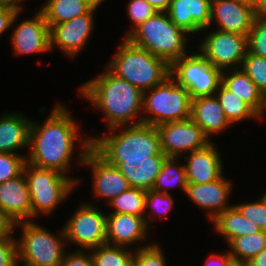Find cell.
Masks as SVG:
<instances>
[{
  "label": "cell",
  "instance_id": "obj_36",
  "mask_svg": "<svg viewBox=\"0 0 266 266\" xmlns=\"http://www.w3.org/2000/svg\"><path fill=\"white\" fill-rule=\"evenodd\" d=\"M248 220L255 223L262 231H266V195L254 203L235 206Z\"/></svg>",
  "mask_w": 266,
  "mask_h": 266
},
{
  "label": "cell",
  "instance_id": "obj_25",
  "mask_svg": "<svg viewBox=\"0 0 266 266\" xmlns=\"http://www.w3.org/2000/svg\"><path fill=\"white\" fill-rule=\"evenodd\" d=\"M236 69L237 67L229 76L222 73V84L261 116L264 112L263 109L266 108V98L243 70Z\"/></svg>",
  "mask_w": 266,
  "mask_h": 266
},
{
  "label": "cell",
  "instance_id": "obj_51",
  "mask_svg": "<svg viewBox=\"0 0 266 266\" xmlns=\"http://www.w3.org/2000/svg\"><path fill=\"white\" fill-rule=\"evenodd\" d=\"M95 7H98L99 4L104 0H89Z\"/></svg>",
  "mask_w": 266,
  "mask_h": 266
},
{
  "label": "cell",
  "instance_id": "obj_15",
  "mask_svg": "<svg viewBox=\"0 0 266 266\" xmlns=\"http://www.w3.org/2000/svg\"><path fill=\"white\" fill-rule=\"evenodd\" d=\"M216 18L220 31L248 36L256 18L254 9L233 0H211L210 25Z\"/></svg>",
  "mask_w": 266,
  "mask_h": 266
},
{
  "label": "cell",
  "instance_id": "obj_24",
  "mask_svg": "<svg viewBox=\"0 0 266 266\" xmlns=\"http://www.w3.org/2000/svg\"><path fill=\"white\" fill-rule=\"evenodd\" d=\"M31 122L22 115L7 114L0 119V152L15 154L14 150L29 146Z\"/></svg>",
  "mask_w": 266,
  "mask_h": 266
},
{
  "label": "cell",
  "instance_id": "obj_43",
  "mask_svg": "<svg viewBox=\"0 0 266 266\" xmlns=\"http://www.w3.org/2000/svg\"><path fill=\"white\" fill-rule=\"evenodd\" d=\"M15 223L0 208V238L11 236Z\"/></svg>",
  "mask_w": 266,
  "mask_h": 266
},
{
  "label": "cell",
  "instance_id": "obj_11",
  "mask_svg": "<svg viewBox=\"0 0 266 266\" xmlns=\"http://www.w3.org/2000/svg\"><path fill=\"white\" fill-rule=\"evenodd\" d=\"M199 48L208 62L223 70L243 62L248 36L218 30L209 34Z\"/></svg>",
  "mask_w": 266,
  "mask_h": 266
},
{
  "label": "cell",
  "instance_id": "obj_21",
  "mask_svg": "<svg viewBox=\"0 0 266 266\" xmlns=\"http://www.w3.org/2000/svg\"><path fill=\"white\" fill-rule=\"evenodd\" d=\"M231 191V184L223 176L214 182L206 184H189L185 193L203 209H209L210 220L216 219L224 210L232 207L225 205Z\"/></svg>",
  "mask_w": 266,
  "mask_h": 266
},
{
  "label": "cell",
  "instance_id": "obj_41",
  "mask_svg": "<svg viewBox=\"0 0 266 266\" xmlns=\"http://www.w3.org/2000/svg\"><path fill=\"white\" fill-rule=\"evenodd\" d=\"M61 266H94L91 254L85 255L81 251L64 255Z\"/></svg>",
  "mask_w": 266,
  "mask_h": 266
},
{
  "label": "cell",
  "instance_id": "obj_30",
  "mask_svg": "<svg viewBox=\"0 0 266 266\" xmlns=\"http://www.w3.org/2000/svg\"><path fill=\"white\" fill-rule=\"evenodd\" d=\"M91 250L94 266H134V254L122 246L105 244Z\"/></svg>",
  "mask_w": 266,
  "mask_h": 266
},
{
  "label": "cell",
  "instance_id": "obj_47",
  "mask_svg": "<svg viewBox=\"0 0 266 266\" xmlns=\"http://www.w3.org/2000/svg\"><path fill=\"white\" fill-rule=\"evenodd\" d=\"M254 12L256 17L266 18V0H258Z\"/></svg>",
  "mask_w": 266,
  "mask_h": 266
},
{
  "label": "cell",
  "instance_id": "obj_34",
  "mask_svg": "<svg viewBox=\"0 0 266 266\" xmlns=\"http://www.w3.org/2000/svg\"><path fill=\"white\" fill-rule=\"evenodd\" d=\"M248 51L266 58V18H255L248 34Z\"/></svg>",
  "mask_w": 266,
  "mask_h": 266
},
{
  "label": "cell",
  "instance_id": "obj_37",
  "mask_svg": "<svg viewBox=\"0 0 266 266\" xmlns=\"http://www.w3.org/2000/svg\"><path fill=\"white\" fill-rule=\"evenodd\" d=\"M164 254L157 244L140 248L134 255V266H166Z\"/></svg>",
  "mask_w": 266,
  "mask_h": 266
},
{
  "label": "cell",
  "instance_id": "obj_49",
  "mask_svg": "<svg viewBox=\"0 0 266 266\" xmlns=\"http://www.w3.org/2000/svg\"><path fill=\"white\" fill-rule=\"evenodd\" d=\"M233 1L240 2L241 4H245L255 10L258 0H233Z\"/></svg>",
  "mask_w": 266,
  "mask_h": 266
},
{
  "label": "cell",
  "instance_id": "obj_7",
  "mask_svg": "<svg viewBox=\"0 0 266 266\" xmlns=\"http://www.w3.org/2000/svg\"><path fill=\"white\" fill-rule=\"evenodd\" d=\"M23 174L31 198L32 217L37 213H50L76 186L78 181L60 172L35 167L26 162Z\"/></svg>",
  "mask_w": 266,
  "mask_h": 266
},
{
  "label": "cell",
  "instance_id": "obj_38",
  "mask_svg": "<svg viewBox=\"0 0 266 266\" xmlns=\"http://www.w3.org/2000/svg\"><path fill=\"white\" fill-rule=\"evenodd\" d=\"M128 13L135 27L131 32L144 23L148 18L154 16L157 11L146 0H131L128 6Z\"/></svg>",
  "mask_w": 266,
  "mask_h": 266
},
{
  "label": "cell",
  "instance_id": "obj_50",
  "mask_svg": "<svg viewBox=\"0 0 266 266\" xmlns=\"http://www.w3.org/2000/svg\"><path fill=\"white\" fill-rule=\"evenodd\" d=\"M228 266H248V263L232 260Z\"/></svg>",
  "mask_w": 266,
  "mask_h": 266
},
{
  "label": "cell",
  "instance_id": "obj_2",
  "mask_svg": "<svg viewBox=\"0 0 266 266\" xmlns=\"http://www.w3.org/2000/svg\"><path fill=\"white\" fill-rule=\"evenodd\" d=\"M106 70L101 76L85 83L80 93L105 113L108 129L114 132V129L136 118L143 109V92Z\"/></svg>",
  "mask_w": 266,
  "mask_h": 266
},
{
  "label": "cell",
  "instance_id": "obj_33",
  "mask_svg": "<svg viewBox=\"0 0 266 266\" xmlns=\"http://www.w3.org/2000/svg\"><path fill=\"white\" fill-rule=\"evenodd\" d=\"M242 63L243 71L266 98V58L248 51Z\"/></svg>",
  "mask_w": 266,
  "mask_h": 266
},
{
  "label": "cell",
  "instance_id": "obj_44",
  "mask_svg": "<svg viewBox=\"0 0 266 266\" xmlns=\"http://www.w3.org/2000/svg\"><path fill=\"white\" fill-rule=\"evenodd\" d=\"M211 256H210V258H211L212 262H211L210 258L208 259V261H206L208 266H228V264L233 260L232 256L229 254V252L224 254V255H220V256L219 255H211Z\"/></svg>",
  "mask_w": 266,
  "mask_h": 266
},
{
  "label": "cell",
  "instance_id": "obj_4",
  "mask_svg": "<svg viewBox=\"0 0 266 266\" xmlns=\"http://www.w3.org/2000/svg\"><path fill=\"white\" fill-rule=\"evenodd\" d=\"M107 69L143 93L170 76V65L166 61L133 45L126 38Z\"/></svg>",
  "mask_w": 266,
  "mask_h": 266
},
{
  "label": "cell",
  "instance_id": "obj_18",
  "mask_svg": "<svg viewBox=\"0 0 266 266\" xmlns=\"http://www.w3.org/2000/svg\"><path fill=\"white\" fill-rule=\"evenodd\" d=\"M211 0H171L167 11L170 20L187 33L210 26Z\"/></svg>",
  "mask_w": 266,
  "mask_h": 266
},
{
  "label": "cell",
  "instance_id": "obj_3",
  "mask_svg": "<svg viewBox=\"0 0 266 266\" xmlns=\"http://www.w3.org/2000/svg\"><path fill=\"white\" fill-rule=\"evenodd\" d=\"M92 148L110 165L118 167L124 160L149 159L165 155L155 126L135 122L125 131L103 138H90Z\"/></svg>",
  "mask_w": 266,
  "mask_h": 266
},
{
  "label": "cell",
  "instance_id": "obj_19",
  "mask_svg": "<svg viewBox=\"0 0 266 266\" xmlns=\"http://www.w3.org/2000/svg\"><path fill=\"white\" fill-rule=\"evenodd\" d=\"M188 157L184 167L189 184L211 183L222 177L220 155L212 143L190 152Z\"/></svg>",
  "mask_w": 266,
  "mask_h": 266
},
{
  "label": "cell",
  "instance_id": "obj_35",
  "mask_svg": "<svg viewBox=\"0 0 266 266\" xmlns=\"http://www.w3.org/2000/svg\"><path fill=\"white\" fill-rule=\"evenodd\" d=\"M26 160L20 154L0 152V183L20 176L23 173Z\"/></svg>",
  "mask_w": 266,
  "mask_h": 266
},
{
  "label": "cell",
  "instance_id": "obj_20",
  "mask_svg": "<svg viewBox=\"0 0 266 266\" xmlns=\"http://www.w3.org/2000/svg\"><path fill=\"white\" fill-rule=\"evenodd\" d=\"M148 221L132 214L111 213L106 219V244L127 246L145 239Z\"/></svg>",
  "mask_w": 266,
  "mask_h": 266
},
{
  "label": "cell",
  "instance_id": "obj_39",
  "mask_svg": "<svg viewBox=\"0 0 266 266\" xmlns=\"http://www.w3.org/2000/svg\"><path fill=\"white\" fill-rule=\"evenodd\" d=\"M161 204L163 207L160 206ZM173 204H174V201L172 199V196H170L169 193H161V192H156L153 190H148L146 192L145 208L150 206L152 207V209L158 212V214H161L162 208H163L162 210L163 215L168 214ZM159 208L161 209L159 210Z\"/></svg>",
  "mask_w": 266,
  "mask_h": 266
},
{
  "label": "cell",
  "instance_id": "obj_6",
  "mask_svg": "<svg viewBox=\"0 0 266 266\" xmlns=\"http://www.w3.org/2000/svg\"><path fill=\"white\" fill-rule=\"evenodd\" d=\"M150 90L149 96L143 93L142 108L154 116L141 118L137 121L138 124L157 127L163 123L191 118L192 97L187 89L174 81L172 76Z\"/></svg>",
  "mask_w": 266,
  "mask_h": 266
},
{
  "label": "cell",
  "instance_id": "obj_17",
  "mask_svg": "<svg viewBox=\"0 0 266 266\" xmlns=\"http://www.w3.org/2000/svg\"><path fill=\"white\" fill-rule=\"evenodd\" d=\"M23 175L0 183V208L15 224L32 218L30 193Z\"/></svg>",
  "mask_w": 266,
  "mask_h": 266
},
{
  "label": "cell",
  "instance_id": "obj_16",
  "mask_svg": "<svg viewBox=\"0 0 266 266\" xmlns=\"http://www.w3.org/2000/svg\"><path fill=\"white\" fill-rule=\"evenodd\" d=\"M16 54L50 51V27L44 15L39 13L34 19L25 20L16 27L12 36Z\"/></svg>",
  "mask_w": 266,
  "mask_h": 266
},
{
  "label": "cell",
  "instance_id": "obj_14",
  "mask_svg": "<svg viewBox=\"0 0 266 266\" xmlns=\"http://www.w3.org/2000/svg\"><path fill=\"white\" fill-rule=\"evenodd\" d=\"M93 14H83L50 27V49L59 46L66 54L75 56L84 47L93 28Z\"/></svg>",
  "mask_w": 266,
  "mask_h": 266
},
{
  "label": "cell",
  "instance_id": "obj_22",
  "mask_svg": "<svg viewBox=\"0 0 266 266\" xmlns=\"http://www.w3.org/2000/svg\"><path fill=\"white\" fill-rule=\"evenodd\" d=\"M166 158V155H152L149 159L124 160L117 168L130 187L148 191L152 190Z\"/></svg>",
  "mask_w": 266,
  "mask_h": 266
},
{
  "label": "cell",
  "instance_id": "obj_9",
  "mask_svg": "<svg viewBox=\"0 0 266 266\" xmlns=\"http://www.w3.org/2000/svg\"><path fill=\"white\" fill-rule=\"evenodd\" d=\"M21 225L23 237L17 242V259L25 266H61L64 245L61 239L41 228L34 222L24 221Z\"/></svg>",
  "mask_w": 266,
  "mask_h": 266
},
{
  "label": "cell",
  "instance_id": "obj_5",
  "mask_svg": "<svg viewBox=\"0 0 266 266\" xmlns=\"http://www.w3.org/2000/svg\"><path fill=\"white\" fill-rule=\"evenodd\" d=\"M185 33L187 34L184 29L176 26L170 20L167 12H157L132 32H129L126 39L133 45L149 51L171 65L186 55Z\"/></svg>",
  "mask_w": 266,
  "mask_h": 266
},
{
  "label": "cell",
  "instance_id": "obj_26",
  "mask_svg": "<svg viewBox=\"0 0 266 266\" xmlns=\"http://www.w3.org/2000/svg\"><path fill=\"white\" fill-rule=\"evenodd\" d=\"M89 0H49L40 10L48 25H58L83 14H93Z\"/></svg>",
  "mask_w": 266,
  "mask_h": 266
},
{
  "label": "cell",
  "instance_id": "obj_23",
  "mask_svg": "<svg viewBox=\"0 0 266 266\" xmlns=\"http://www.w3.org/2000/svg\"><path fill=\"white\" fill-rule=\"evenodd\" d=\"M191 119L207 137L210 133L222 131L230 124L224 115L220 101L214 95L192 99Z\"/></svg>",
  "mask_w": 266,
  "mask_h": 266
},
{
  "label": "cell",
  "instance_id": "obj_46",
  "mask_svg": "<svg viewBox=\"0 0 266 266\" xmlns=\"http://www.w3.org/2000/svg\"><path fill=\"white\" fill-rule=\"evenodd\" d=\"M248 266H266V247L248 262Z\"/></svg>",
  "mask_w": 266,
  "mask_h": 266
},
{
  "label": "cell",
  "instance_id": "obj_1",
  "mask_svg": "<svg viewBox=\"0 0 266 266\" xmlns=\"http://www.w3.org/2000/svg\"><path fill=\"white\" fill-rule=\"evenodd\" d=\"M74 119L64 107L58 105L44 125L31 123L27 163L44 169L66 172L72 157L74 143L79 134Z\"/></svg>",
  "mask_w": 266,
  "mask_h": 266
},
{
  "label": "cell",
  "instance_id": "obj_31",
  "mask_svg": "<svg viewBox=\"0 0 266 266\" xmlns=\"http://www.w3.org/2000/svg\"><path fill=\"white\" fill-rule=\"evenodd\" d=\"M146 192L143 189L130 187L127 191L122 192L113 200L109 201L110 205L115 208L113 213L132 214L143 217L145 211Z\"/></svg>",
  "mask_w": 266,
  "mask_h": 266
},
{
  "label": "cell",
  "instance_id": "obj_29",
  "mask_svg": "<svg viewBox=\"0 0 266 266\" xmlns=\"http://www.w3.org/2000/svg\"><path fill=\"white\" fill-rule=\"evenodd\" d=\"M218 91L219 94L217 98L230 124L249 117L261 118L246 102L239 98L234 92L227 89L222 83Z\"/></svg>",
  "mask_w": 266,
  "mask_h": 266
},
{
  "label": "cell",
  "instance_id": "obj_40",
  "mask_svg": "<svg viewBox=\"0 0 266 266\" xmlns=\"http://www.w3.org/2000/svg\"><path fill=\"white\" fill-rule=\"evenodd\" d=\"M17 242L10 236L0 238V266H18Z\"/></svg>",
  "mask_w": 266,
  "mask_h": 266
},
{
  "label": "cell",
  "instance_id": "obj_10",
  "mask_svg": "<svg viewBox=\"0 0 266 266\" xmlns=\"http://www.w3.org/2000/svg\"><path fill=\"white\" fill-rule=\"evenodd\" d=\"M107 216L92 205H81L78 211L66 223L61 232L63 239L80 244L85 249H92L106 244Z\"/></svg>",
  "mask_w": 266,
  "mask_h": 266
},
{
  "label": "cell",
  "instance_id": "obj_48",
  "mask_svg": "<svg viewBox=\"0 0 266 266\" xmlns=\"http://www.w3.org/2000/svg\"><path fill=\"white\" fill-rule=\"evenodd\" d=\"M22 0H0V6L9 7L12 9H21L19 2Z\"/></svg>",
  "mask_w": 266,
  "mask_h": 266
},
{
  "label": "cell",
  "instance_id": "obj_32",
  "mask_svg": "<svg viewBox=\"0 0 266 266\" xmlns=\"http://www.w3.org/2000/svg\"><path fill=\"white\" fill-rule=\"evenodd\" d=\"M174 157H167L162 165L160 173L157 175L155 184L152 188L153 191L168 193L167 190H161V188H168V186H172L173 184H179V186L186 191V186L188 185L187 175L185 172L184 165H176L174 166ZM178 166V167H177Z\"/></svg>",
  "mask_w": 266,
  "mask_h": 266
},
{
  "label": "cell",
  "instance_id": "obj_45",
  "mask_svg": "<svg viewBox=\"0 0 266 266\" xmlns=\"http://www.w3.org/2000/svg\"><path fill=\"white\" fill-rule=\"evenodd\" d=\"M157 12H167L171 0H146Z\"/></svg>",
  "mask_w": 266,
  "mask_h": 266
},
{
  "label": "cell",
  "instance_id": "obj_13",
  "mask_svg": "<svg viewBox=\"0 0 266 266\" xmlns=\"http://www.w3.org/2000/svg\"><path fill=\"white\" fill-rule=\"evenodd\" d=\"M82 154L80 162L89 165L93 169L94 176V194L100 197L113 200L116 196L130 188L127 179L122 175L119 169L110 165L93 148L92 140L82 141Z\"/></svg>",
  "mask_w": 266,
  "mask_h": 266
},
{
  "label": "cell",
  "instance_id": "obj_8",
  "mask_svg": "<svg viewBox=\"0 0 266 266\" xmlns=\"http://www.w3.org/2000/svg\"><path fill=\"white\" fill-rule=\"evenodd\" d=\"M222 73L201 53L184 55L170 65V76L188 90L192 99L213 96L222 83Z\"/></svg>",
  "mask_w": 266,
  "mask_h": 266
},
{
  "label": "cell",
  "instance_id": "obj_28",
  "mask_svg": "<svg viewBox=\"0 0 266 266\" xmlns=\"http://www.w3.org/2000/svg\"><path fill=\"white\" fill-rule=\"evenodd\" d=\"M228 244L233 260L248 263L266 247V231L236 237Z\"/></svg>",
  "mask_w": 266,
  "mask_h": 266
},
{
  "label": "cell",
  "instance_id": "obj_42",
  "mask_svg": "<svg viewBox=\"0 0 266 266\" xmlns=\"http://www.w3.org/2000/svg\"><path fill=\"white\" fill-rule=\"evenodd\" d=\"M21 9H12L9 7L0 6V35L8 29L17 18Z\"/></svg>",
  "mask_w": 266,
  "mask_h": 266
},
{
  "label": "cell",
  "instance_id": "obj_12",
  "mask_svg": "<svg viewBox=\"0 0 266 266\" xmlns=\"http://www.w3.org/2000/svg\"><path fill=\"white\" fill-rule=\"evenodd\" d=\"M156 128L160 136L161 150L167 157L177 158L184 150H199L211 142L191 118L163 123Z\"/></svg>",
  "mask_w": 266,
  "mask_h": 266
},
{
  "label": "cell",
  "instance_id": "obj_27",
  "mask_svg": "<svg viewBox=\"0 0 266 266\" xmlns=\"http://www.w3.org/2000/svg\"><path fill=\"white\" fill-rule=\"evenodd\" d=\"M212 221L215 223V229L224 235L228 243L236 237L262 231L255 223L245 218L235 206L224 210Z\"/></svg>",
  "mask_w": 266,
  "mask_h": 266
}]
</instances>
